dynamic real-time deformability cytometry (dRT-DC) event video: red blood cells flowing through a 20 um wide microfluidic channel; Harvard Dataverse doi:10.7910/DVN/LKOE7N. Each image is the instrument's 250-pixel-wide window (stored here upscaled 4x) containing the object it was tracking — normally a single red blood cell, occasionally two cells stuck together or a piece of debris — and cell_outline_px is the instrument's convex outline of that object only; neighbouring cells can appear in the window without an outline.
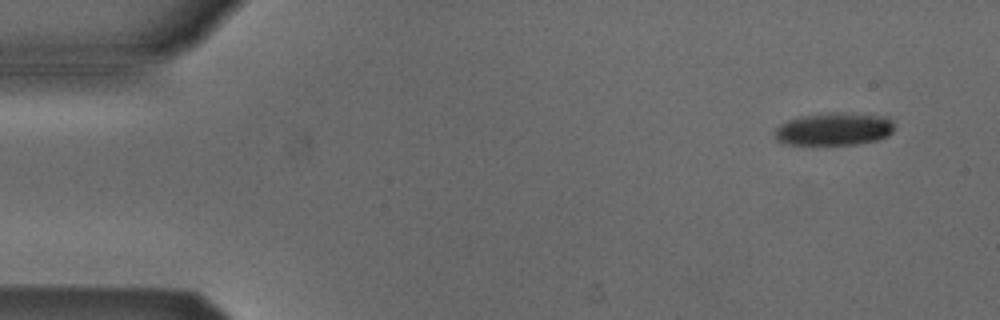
{"species": "Egyptian fruit bat (a non-hibernating species)", "species_latin": "Rousettus aegyptiacus", "temperature_condition": "cold", "stored_images_in_passage": 4, "camera_frame_rate_fps": 3000, "um_per_image_px": 0.085, "animal": {"sex": "male"}, "frame": {"image": 1, "passage_image": 1, "time_ms": 0.0, "image_size_px": [1000, 320], "cell_outline_px": [[892, 132], [888, 136], [876, 140], [856, 144], [788, 144], [776, 140], [776, 128], [780, 124], [788, 120], [800, 116], [828, 112], [844, 112], [888, 116], [892, 120]], "centroid_in_image_um": [70.91, 10.95], "position_along_channel_um": 14.1, "area_um2": 22.83}}
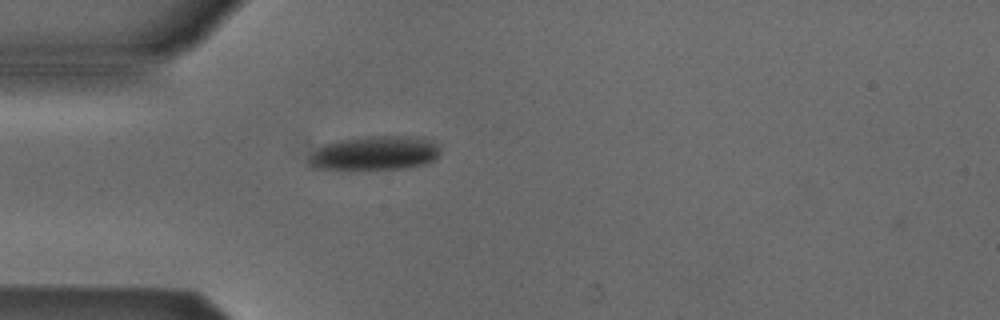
{"frame": {"image": 2, "passage_image": 4, "time_ms": 1.0, "image_size_px": [1000, 320], "cell_outline_px": [[440, 152], [432, 160], [424, 164], [404, 168], [312, 168], [308, 164], [308, 160], [312, 152], [316, 148], [324, 144], [336, 140], [368, 136], [424, 136], [436, 144]], "centroid_in_image_um": [31.84, 12.98], "position_along_channel_um": 53.2, "area_um2": 25.89}}